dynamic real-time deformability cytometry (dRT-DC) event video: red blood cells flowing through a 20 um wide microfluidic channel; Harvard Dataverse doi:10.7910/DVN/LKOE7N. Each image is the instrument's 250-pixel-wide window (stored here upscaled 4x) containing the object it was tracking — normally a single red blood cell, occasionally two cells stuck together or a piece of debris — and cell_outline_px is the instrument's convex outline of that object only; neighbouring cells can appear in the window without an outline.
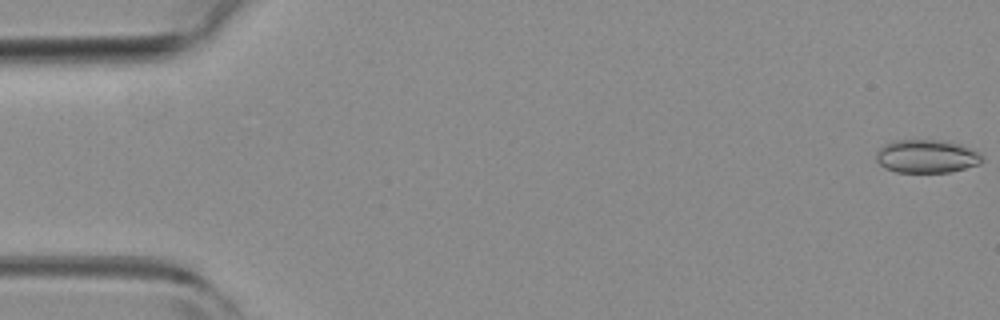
{"species": "common noctule bat (a hibernating species)", "species_latin": "Nyctalus noctula", "temperature_condition": "room temperature", "stored_images_in_passage": 46, "camera_frame_rate_fps": 3000, "um_per_image_px": 0.085, "animal": {"sex": "female", "body_mass_g": 19.3, "forearm_length_mm": 54.1}, "frame": {"image": 1, "passage_image": 1, "time_ms": 0.0, "image_size_px": [1000, 320], "cell_outline_px": [[984, 160], [980, 164], [948, 172], [896, 172], [884, 168], [876, 160], [876, 152], [884, 144], [892, 140], [944, 140], [960, 144], [980, 152]], "centroid_in_image_um": [78.76, 13.28], "position_along_channel_um": 6.2, "area_um2": 20.69}}
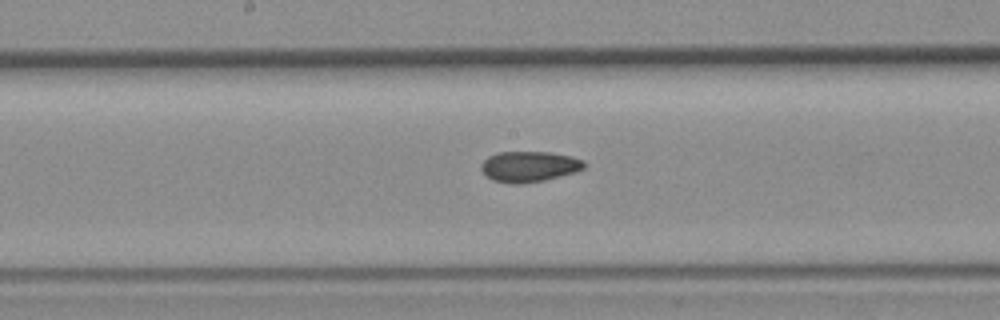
{"frame": {"image": 2, "passage_image": 27, "time_ms": 8.667, "image_size_px": [1000, 320], "cell_outline_px": [[588, 164], [584, 168], [576, 172], [544, 180], [520, 184], [512, 184], [492, 180], [480, 168], [480, 164], [488, 156], [496, 152], [548, 152], [572, 156], [584, 160]], "centroid_in_image_um": [45.0, 14.15], "position_along_channel_um": 203.2, "area_um2": 18.55}}
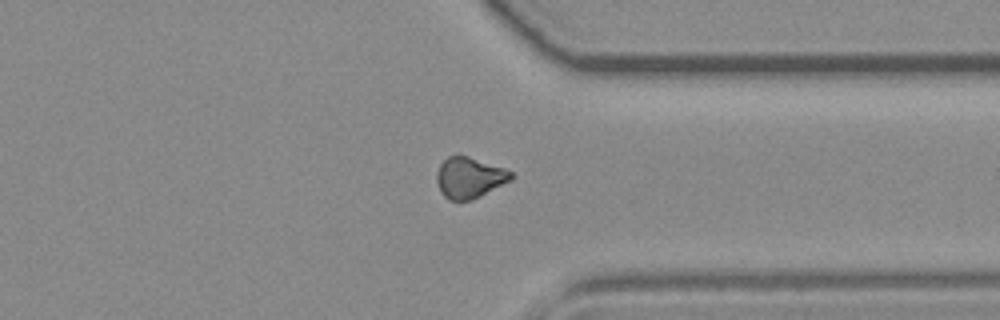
{"frame": {"image": 3, "passage_image": 40, "time_ms": 13.0, "image_size_px": [1000, 320], "cell_outline_px": [[516, 176], [512, 180], [472, 200], [448, 200], [440, 192], [436, 180], [436, 172], [440, 164], [448, 156], [468, 156], [504, 168], [512, 172]], "centroid_in_image_um": [39.9, 15.11], "position_along_channel_um": 371.5, "area_um2": 17.8}}